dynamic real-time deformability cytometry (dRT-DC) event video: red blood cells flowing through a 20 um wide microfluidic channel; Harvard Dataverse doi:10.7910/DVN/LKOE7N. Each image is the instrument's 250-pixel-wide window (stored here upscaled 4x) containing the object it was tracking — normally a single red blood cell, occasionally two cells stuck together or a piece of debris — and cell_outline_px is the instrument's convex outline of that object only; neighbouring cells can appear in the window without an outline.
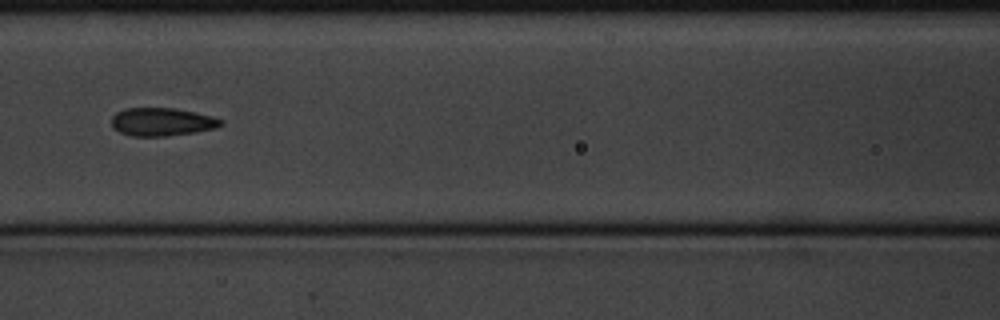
{"species": "common noctule bat (a hibernating species)", "species_latin": "Nyctalus noctula", "temperature_condition": "cold", "stored_images_in_passage": 11, "camera_frame_rate_fps": 3000, "um_per_image_px": 0.085, "animal": {"sex": "male", "body_mass_g": 20.1, "forearm_length_mm": 53.5}, "frame": {"image": 1, "passage_image": 7, "time_ms": 2.0, "image_size_px": [1000, 320], "cell_outline_px": [[224, 124], [216, 128], [196, 132], [168, 136], [132, 136], [120, 132], [112, 128], [112, 116], [116, 112], [124, 108], [172, 108], [196, 112], [212, 116], [224, 120]], "centroid_in_image_um": [13.78, 10.36], "position_along_channel_um": 152.8, "area_um2": 18.09}}
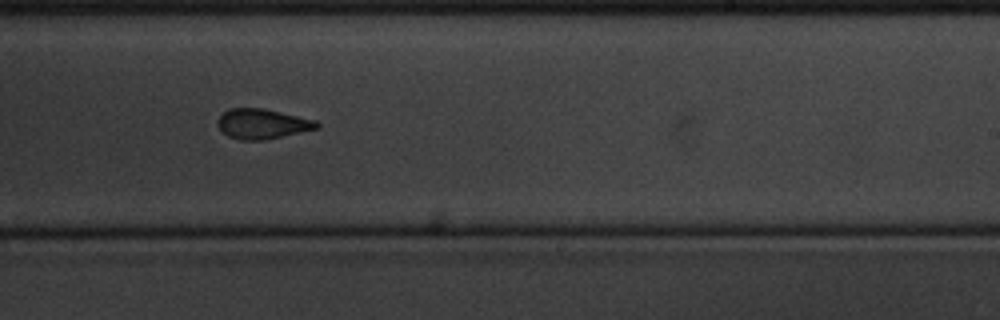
{"frame": {"image": 2, "passage_image": 10, "time_ms": 3.0, "image_size_px": [1000, 320], "cell_outline_px": [[320, 128], [264, 140], [240, 140], [228, 136], [216, 124], [216, 120], [228, 108], [264, 108], [316, 120], [320, 124]], "centroid_in_image_um": [22.3, 10.52], "position_along_channel_um": 266.7, "area_um2": 17.4}}
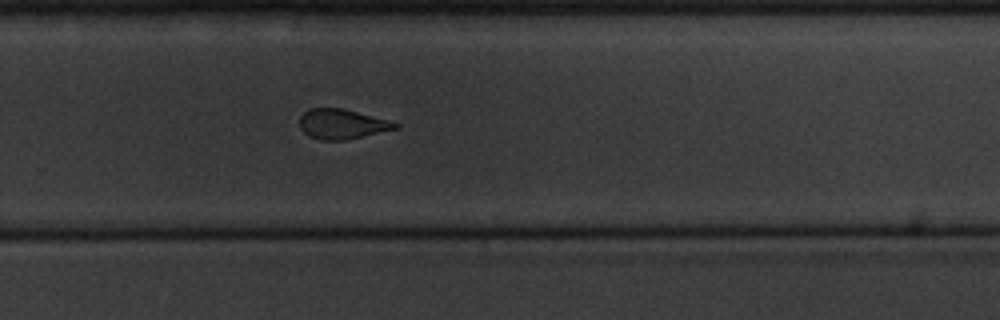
{"frame": {"image": 3, "passage_image": 11, "time_ms": 3.333, "image_size_px": [1000, 320], "cell_outline_px": [[400, 128], [344, 140], [320, 140], [308, 136], [300, 128], [300, 116], [308, 108], [344, 108], [388, 120], [400, 124]], "centroid_in_image_um": [29.06, 10.54], "position_along_channel_um": 300.7, "area_um2": 16.7}}